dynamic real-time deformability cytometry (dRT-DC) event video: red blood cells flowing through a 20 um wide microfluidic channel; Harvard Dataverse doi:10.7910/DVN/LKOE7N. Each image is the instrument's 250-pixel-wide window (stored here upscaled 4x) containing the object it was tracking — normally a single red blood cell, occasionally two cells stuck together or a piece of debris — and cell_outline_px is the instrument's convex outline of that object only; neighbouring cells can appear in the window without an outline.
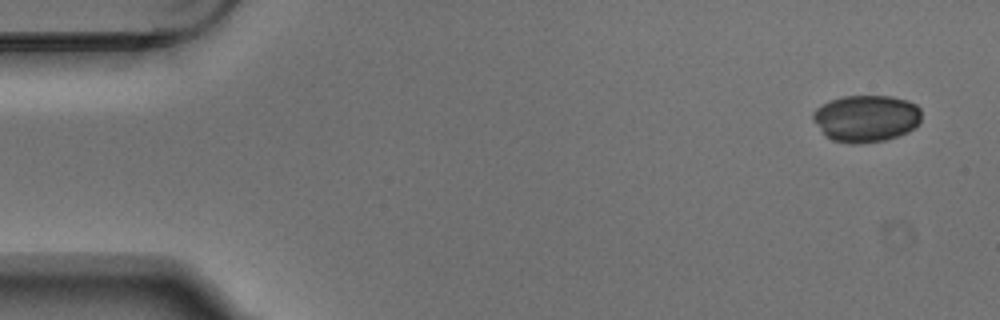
{"species": "Egyptian fruit bat (a non-hibernating species)", "species_latin": "Rousettus aegyptiacus", "temperature_condition": "warm", "stored_images_in_passage": 6, "camera_frame_rate_fps": 3000, "um_per_image_px": 0.085, "animal": {"sex": "male"}, "frame": {"image": 1, "passage_image": 1, "time_ms": 0.0, "image_size_px": [1000, 320], "cell_outline_px": [[920, 120], [908, 132], [884, 140], [860, 144], [848, 144], [832, 140], [812, 120], [812, 112], [816, 108], [832, 100], [844, 96], [892, 96], [908, 100], [916, 104], [920, 108]], "centroid_in_image_um": [73.62, 10.06], "position_along_channel_um": 11.4, "area_um2": 29.54}}
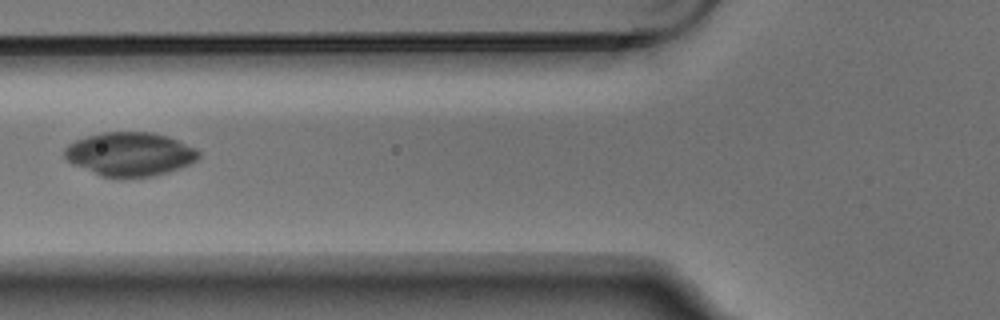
{"frame": {"image": 2, "passage_image": 6, "time_ms": 1.667, "image_size_px": [1000, 320], "cell_outline_px": [[200, 156], [196, 160], [188, 164], [168, 172], [148, 176], [100, 176], [72, 164], [64, 156], [64, 148], [68, 144], [76, 140], [88, 136], [104, 132], [152, 132], [168, 136], [196, 148], [200, 152]], "centroid_in_image_um": [11.03, 13.08], "position_along_channel_um": 114.8, "area_um2": 33.81}}